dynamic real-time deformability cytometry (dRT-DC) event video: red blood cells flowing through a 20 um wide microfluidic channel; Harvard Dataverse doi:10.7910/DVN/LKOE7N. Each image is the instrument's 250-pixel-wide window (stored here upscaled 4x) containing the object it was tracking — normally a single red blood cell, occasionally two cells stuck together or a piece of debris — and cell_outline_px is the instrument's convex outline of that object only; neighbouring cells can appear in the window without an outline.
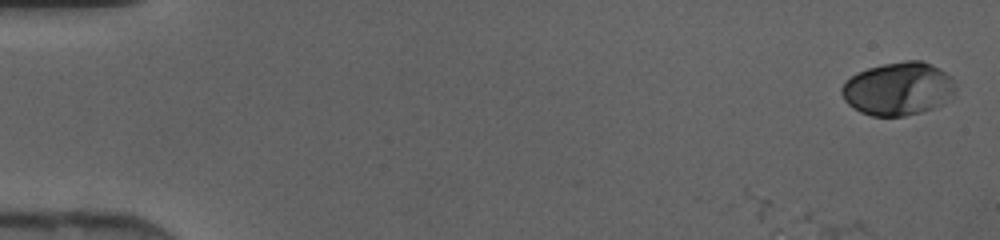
{"species": "human", "species_latin": "Homo sapiens", "temperature_condition": "cold", "stored_images_in_passage": 2, "camera_frame_rate_fps": 3000, "um_per_image_px": 0.085, "donor": {"sex": "female"}, "frame": {"image": 1, "passage_image": 2, "time_ms": 0.333, "image_size_px": [1000, 240], "cell_outline_px": [[956, 84], [952, 92], [944, 104], [920, 112], [904, 116], [872, 116], [860, 112], [848, 104], [844, 100], [840, 92], [840, 88], [856, 72], [868, 68], [884, 64], [904, 60], [920, 60], [952, 76]], "centroid_in_image_um": [76.32, 7.55], "position_along_channel_um": 8.7, "area_um2": 35.03}}